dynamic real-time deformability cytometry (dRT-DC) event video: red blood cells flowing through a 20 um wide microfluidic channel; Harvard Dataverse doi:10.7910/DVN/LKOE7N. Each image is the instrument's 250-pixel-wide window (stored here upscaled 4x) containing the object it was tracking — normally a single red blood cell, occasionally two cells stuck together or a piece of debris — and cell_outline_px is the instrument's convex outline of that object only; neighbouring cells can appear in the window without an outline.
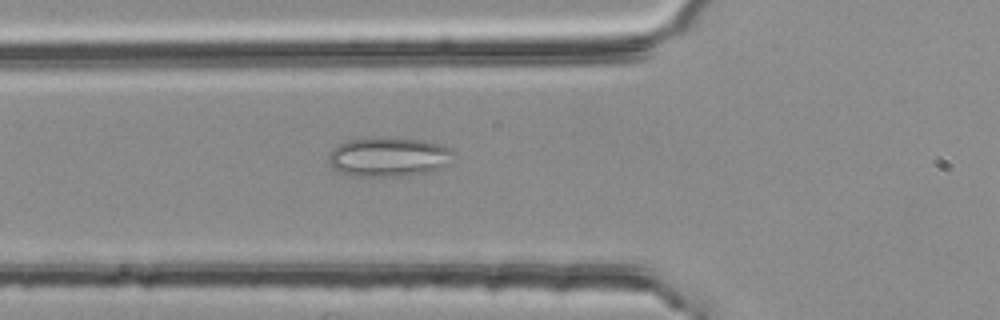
{"species": "common noctule bat (a hibernating species)", "species_latin": "Nyctalus noctula", "temperature_condition": "room temperature", "stored_images_in_passage": 54, "camera_frame_rate_fps": 3000, "um_per_image_px": 0.085, "animal": {"sex": "female", "body_mass_g": 25.1}, "frame": {"image": 1, "passage_image": 19, "time_ms": 6.0, "image_size_px": [1000, 320], "cell_outline_px": [[456, 152], [448, 164], [444, 168], [428, 172], [408, 176], [348, 176], [336, 172], [328, 164], [328, 156], [332, 148], [348, 140], [424, 140], [440, 144], [452, 148]], "centroid_in_image_um": [33.05, 13.4], "position_along_channel_um": 92.7, "area_um2": 28.5}}
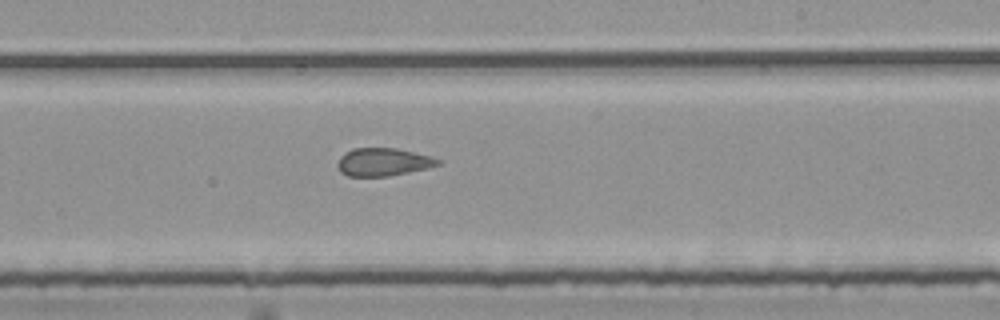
{"frame": {"image": 2, "passage_image": 32, "time_ms": 10.333, "image_size_px": [1000, 320], "cell_outline_px": [[440, 164], [428, 168], [388, 176], [348, 176], [340, 172], [336, 164], [340, 156], [344, 152], [352, 148], [396, 148], [428, 156], [440, 160]], "centroid_in_image_um": [32.5, 13.77], "position_along_channel_um": 256.5, "area_um2": 16.24}}
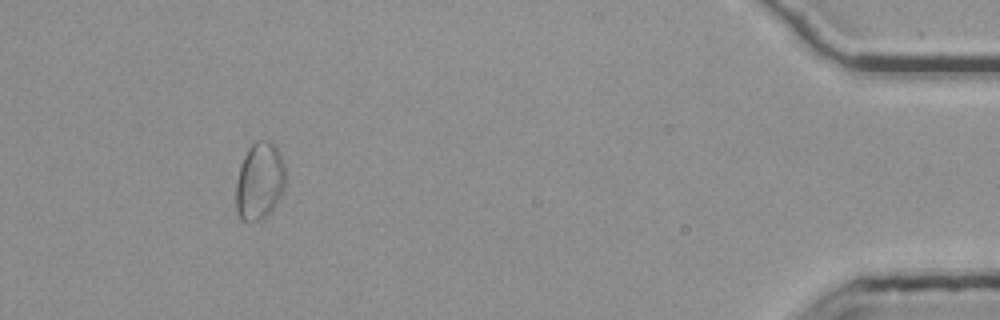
{"frame": {"image": 3, "passage_image": 50, "time_ms": 16.333, "image_size_px": [1000, 320], "cell_outline_px": [[284, 188], [276, 204], [264, 216], [256, 220], [240, 220], [236, 212], [236, 180], [240, 164], [248, 148], [256, 140], [272, 140], [276, 144], [280, 152], [284, 164]], "centroid_in_image_um": [22.05, 15.33], "position_along_channel_um": 413.2, "area_um2": 22.37}, "authors_computed_cell_mechanics": {"area_um2": 21.8773, "velocity_mm_per_s": 3.768, "shape_relaxation_time_tau1_ms": null, "shape_relaxation_time_tau2_ms": 1.7676, "deformation_change_tau1": null, "deformation_change_tau2": 0.1037}}